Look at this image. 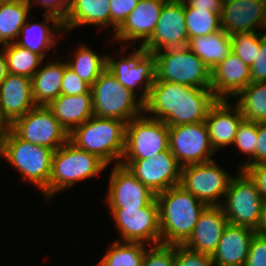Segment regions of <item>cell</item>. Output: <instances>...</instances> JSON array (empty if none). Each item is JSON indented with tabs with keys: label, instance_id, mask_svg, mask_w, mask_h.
<instances>
[{
	"label": "cell",
	"instance_id": "cell-6",
	"mask_svg": "<svg viewBox=\"0 0 266 266\" xmlns=\"http://www.w3.org/2000/svg\"><path fill=\"white\" fill-rule=\"evenodd\" d=\"M93 113L98 117L122 120L144 113V101L124 87L106 68L91 86Z\"/></svg>",
	"mask_w": 266,
	"mask_h": 266
},
{
	"label": "cell",
	"instance_id": "cell-30",
	"mask_svg": "<svg viewBox=\"0 0 266 266\" xmlns=\"http://www.w3.org/2000/svg\"><path fill=\"white\" fill-rule=\"evenodd\" d=\"M30 9L28 1L0 0V47L16 42Z\"/></svg>",
	"mask_w": 266,
	"mask_h": 266
},
{
	"label": "cell",
	"instance_id": "cell-38",
	"mask_svg": "<svg viewBox=\"0 0 266 266\" xmlns=\"http://www.w3.org/2000/svg\"><path fill=\"white\" fill-rule=\"evenodd\" d=\"M141 266H174V245H149Z\"/></svg>",
	"mask_w": 266,
	"mask_h": 266
},
{
	"label": "cell",
	"instance_id": "cell-36",
	"mask_svg": "<svg viewBox=\"0 0 266 266\" xmlns=\"http://www.w3.org/2000/svg\"><path fill=\"white\" fill-rule=\"evenodd\" d=\"M257 140V122L243 120L239 125L232 146L238 149L240 153L248 156V160L243 164L239 162L238 170H241L255 156Z\"/></svg>",
	"mask_w": 266,
	"mask_h": 266
},
{
	"label": "cell",
	"instance_id": "cell-8",
	"mask_svg": "<svg viewBox=\"0 0 266 266\" xmlns=\"http://www.w3.org/2000/svg\"><path fill=\"white\" fill-rule=\"evenodd\" d=\"M239 172V174H238ZM230 181L222 208L232 225L257 228L265 205L255 183L242 170Z\"/></svg>",
	"mask_w": 266,
	"mask_h": 266
},
{
	"label": "cell",
	"instance_id": "cell-43",
	"mask_svg": "<svg viewBox=\"0 0 266 266\" xmlns=\"http://www.w3.org/2000/svg\"><path fill=\"white\" fill-rule=\"evenodd\" d=\"M251 82H266V33L260 32V49L251 67Z\"/></svg>",
	"mask_w": 266,
	"mask_h": 266
},
{
	"label": "cell",
	"instance_id": "cell-25",
	"mask_svg": "<svg viewBox=\"0 0 266 266\" xmlns=\"http://www.w3.org/2000/svg\"><path fill=\"white\" fill-rule=\"evenodd\" d=\"M255 233L253 228L228 223L211 256L214 266H245Z\"/></svg>",
	"mask_w": 266,
	"mask_h": 266
},
{
	"label": "cell",
	"instance_id": "cell-17",
	"mask_svg": "<svg viewBox=\"0 0 266 266\" xmlns=\"http://www.w3.org/2000/svg\"><path fill=\"white\" fill-rule=\"evenodd\" d=\"M109 175L104 200L108 208H142L156 198V194L122 164H114Z\"/></svg>",
	"mask_w": 266,
	"mask_h": 266
},
{
	"label": "cell",
	"instance_id": "cell-1",
	"mask_svg": "<svg viewBox=\"0 0 266 266\" xmlns=\"http://www.w3.org/2000/svg\"><path fill=\"white\" fill-rule=\"evenodd\" d=\"M217 100L211 89L155 80L144 101V113L168 126L186 125L205 121Z\"/></svg>",
	"mask_w": 266,
	"mask_h": 266
},
{
	"label": "cell",
	"instance_id": "cell-20",
	"mask_svg": "<svg viewBox=\"0 0 266 266\" xmlns=\"http://www.w3.org/2000/svg\"><path fill=\"white\" fill-rule=\"evenodd\" d=\"M251 82V68L231 52L211 70V90L218 100L234 98Z\"/></svg>",
	"mask_w": 266,
	"mask_h": 266
},
{
	"label": "cell",
	"instance_id": "cell-9",
	"mask_svg": "<svg viewBox=\"0 0 266 266\" xmlns=\"http://www.w3.org/2000/svg\"><path fill=\"white\" fill-rule=\"evenodd\" d=\"M120 47V59L107 55V69L119 83L136 95L141 91L139 98L145 101L155 81V57L140 46L138 49L132 47L128 55L122 56L120 52L127 51L128 46Z\"/></svg>",
	"mask_w": 266,
	"mask_h": 266
},
{
	"label": "cell",
	"instance_id": "cell-37",
	"mask_svg": "<svg viewBox=\"0 0 266 266\" xmlns=\"http://www.w3.org/2000/svg\"><path fill=\"white\" fill-rule=\"evenodd\" d=\"M230 37L232 52L251 68L260 49V32L238 33Z\"/></svg>",
	"mask_w": 266,
	"mask_h": 266
},
{
	"label": "cell",
	"instance_id": "cell-11",
	"mask_svg": "<svg viewBox=\"0 0 266 266\" xmlns=\"http://www.w3.org/2000/svg\"><path fill=\"white\" fill-rule=\"evenodd\" d=\"M219 165L212 160L183 166L179 185L207 206H221L234 176Z\"/></svg>",
	"mask_w": 266,
	"mask_h": 266
},
{
	"label": "cell",
	"instance_id": "cell-35",
	"mask_svg": "<svg viewBox=\"0 0 266 266\" xmlns=\"http://www.w3.org/2000/svg\"><path fill=\"white\" fill-rule=\"evenodd\" d=\"M185 23L189 38L205 36L221 29L219 14L206 9L189 8L186 4Z\"/></svg>",
	"mask_w": 266,
	"mask_h": 266
},
{
	"label": "cell",
	"instance_id": "cell-50",
	"mask_svg": "<svg viewBox=\"0 0 266 266\" xmlns=\"http://www.w3.org/2000/svg\"><path fill=\"white\" fill-rule=\"evenodd\" d=\"M8 74L7 72V65H6V58L3 53V50L0 48V83Z\"/></svg>",
	"mask_w": 266,
	"mask_h": 266
},
{
	"label": "cell",
	"instance_id": "cell-7",
	"mask_svg": "<svg viewBox=\"0 0 266 266\" xmlns=\"http://www.w3.org/2000/svg\"><path fill=\"white\" fill-rule=\"evenodd\" d=\"M153 55L155 80L211 89V70L188 47L163 49Z\"/></svg>",
	"mask_w": 266,
	"mask_h": 266
},
{
	"label": "cell",
	"instance_id": "cell-52",
	"mask_svg": "<svg viewBox=\"0 0 266 266\" xmlns=\"http://www.w3.org/2000/svg\"><path fill=\"white\" fill-rule=\"evenodd\" d=\"M0 123H9L7 119L3 116L1 108H0Z\"/></svg>",
	"mask_w": 266,
	"mask_h": 266
},
{
	"label": "cell",
	"instance_id": "cell-18",
	"mask_svg": "<svg viewBox=\"0 0 266 266\" xmlns=\"http://www.w3.org/2000/svg\"><path fill=\"white\" fill-rule=\"evenodd\" d=\"M167 0H140L136 8L128 15L122 25L112 35V41L125 42L122 46L137 47L140 40L142 47L152 36L157 21L161 15L162 7Z\"/></svg>",
	"mask_w": 266,
	"mask_h": 266
},
{
	"label": "cell",
	"instance_id": "cell-23",
	"mask_svg": "<svg viewBox=\"0 0 266 266\" xmlns=\"http://www.w3.org/2000/svg\"><path fill=\"white\" fill-rule=\"evenodd\" d=\"M229 101L217 100L205 119L211 146L215 151L233 144L239 125L244 120L239 108Z\"/></svg>",
	"mask_w": 266,
	"mask_h": 266
},
{
	"label": "cell",
	"instance_id": "cell-10",
	"mask_svg": "<svg viewBox=\"0 0 266 266\" xmlns=\"http://www.w3.org/2000/svg\"><path fill=\"white\" fill-rule=\"evenodd\" d=\"M169 149V127L143 113L126 124L125 150L121 160L154 158Z\"/></svg>",
	"mask_w": 266,
	"mask_h": 266
},
{
	"label": "cell",
	"instance_id": "cell-13",
	"mask_svg": "<svg viewBox=\"0 0 266 266\" xmlns=\"http://www.w3.org/2000/svg\"><path fill=\"white\" fill-rule=\"evenodd\" d=\"M11 130L22 140L53 151L69 140V134L47 106H35L16 119Z\"/></svg>",
	"mask_w": 266,
	"mask_h": 266
},
{
	"label": "cell",
	"instance_id": "cell-16",
	"mask_svg": "<svg viewBox=\"0 0 266 266\" xmlns=\"http://www.w3.org/2000/svg\"><path fill=\"white\" fill-rule=\"evenodd\" d=\"M188 41L184 1L167 0L151 38L142 48L145 52L154 53L168 48L187 47Z\"/></svg>",
	"mask_w": 266,
	"mask_h": 266
},
{
	"label": "cell",
	"instance_id": "cell-34",
	"mask_svg": "<svg viewBox=\"0 0 266 266\" xmlns=\"http://www.w3.org/2000/svg\"><path fill=\"white\" fill-rule=\"evenodd\" d=\"M6 58L7 72L32 78L41 67L44 59L16 43L6 44L0 47Z\"/></svg>",
	"mask_w": 266,
	"mask_h": 266
},
{
	"label": "cell",
	"instance_id": "cell-27",
	"mask_svg": "<svg viewBox=\"0 0 266 266\" xmlns=\"http://www.w3.org/2000/svg\"><path fill=\"white\" fill-rule=\"evenodd\" d=\"M84 25L109 29L110 0H74L63 20V28L67 33Z\"/></svg>",
	"mask_w": 266,
	"mask_h": 266
},
{
	"label": "cell",
	"instance_id": "cell-26",
	"mask_svg": "<svg viewBox=\"0 0 266 266\" xmlns=\"http://www.w3.org/2000/svg\"><path fill=\"white\" fill-rule=\"evenodd\" d=\"M47 107L68 134L94 115L91 90L80 95L60 94Z\"/></svg>",
	"mask_w": 266,
	"mask_h": 266
},
{
	"label": "cell",
	"instance_id": "cell-51",
	"mask_svg": "<svg viewBox=\"0 0 266 266\" xmlns=\"http://www.w3.org/2000/svg\"><path fill=\"white\" fill-rule=\"evenodd\" d=\"M61 2L69 9V7L73 4L74 0H61Z\"/></svg>",
	"mask_w": 266,
	"mask_h": 266
},
{
	"label": "cell",
	"instance_id": "cell-46",
	"mask_svg": "<svg viewBox=\"0 0 266 266\" xmlns=\"http://www.w3.org/2000/svg\"><path fill=\"white\" fill-rule=\"evenodd\" d=\"M30 6L34 5L40 8H44L45 14H52L61 19L62 21L65 19L68 8L61 2V0H30Z\"/></svg>",
	"mask_w": 266,
	"mask_h": 266
},
{
	"label": "cell",
	"instance_id": "cell-42",
	"mask_svg": "<svg viewBox=\"0 0 266 266\" xmlns=\"http://www.w3.org/2000/svg\"><path fill=\"white\" fill-rule=\"evenodd\" d=\"M245 266H266V238L254 234Z\"/></svg>",
	"mask_w": 266,
	"mask_h": 266
},
{
	"label": "cell",
	"instance_id": "cell-15",
	"mask_svg": "<svg viewBox=\"0 0 266 266\" xmlns=\"http://www.w3.org/2000/svg\"><path fill=\"white\" fill-rule=\"evenodd\" d=\"M120 164L156 195L180 184L182 166L170 149L155 154L154 158L121 160Z\"/></svg>",
	"mask_w": 266,
	"mask_h": 266
},
{
	"label": "cell",
	"instance_id": "cell-14",
	"mask_svg": "<svg viewBox=\"0 0 266 266\" xmlns=\"http://www.w3.org/2000/svg\"><path fill=\"white\" fill-rule=\"evenodd\" d=\"M168 127L169 149L182 167L215 160L205 121Z\"/></svg>",
	"mask_w": 266,
	"mask_h": 266
},
{
	"label": "cell",
	"instance_id": "cell-12",
	"mask_svg": "<svg viewBox=\"0 0 266 266\" xmlns=\"http://www.w3.org/2000/svg\"><path fill=\"white\" fill-rule=\"evenodd\" d=\"M110 215L120 233L118 241L142 242L147 245L161 243L159 207L156 198L142 208H109ZM121 239V240H120Z\"/></svg>",
	"mask_w": 266,
	"mask_h": 266
},
{
	"label": "cell",
	"instance_id": "cell-48",
	"mask_svg": "<svg viewBox=\"0 0 266 266\" xmlns=\"http://www.w3.org/2000/svg\"><path fill=\"white\" fill-rule=\"evenodd\" d=\"M10 129V123H0V157L2 155L4 145L6 143V138Z\"/></svg>",
	"mask_w": 266,
	"mask_h": 266
},
{
	"label": "cell",
	"instance_id": "cell-33",
	"mask_svg": "<svg viewBox=\"0 0 266 266\" xmlns=\"http://www.w3.org/2000/svg\"><path fill=\"white\" fill-rule=\"evenodd\" d=\"M149 245L142 242L114 240L96 266H141Z\"/></svg>",
	"mask_w": 266,
	"mask_h": 266
},
{
	"label": "cell",
	"instance_id": "cell-39",
	"mask_svg": "<svg viewBox=\"0 0 266 266\" xmlns=\"http://www.w3.org/2000/svg\"><path fill=\"white\" fill-rule=\"evenodd\" d=\"M174 266H214L211 255L191 250L183 244L174 245Z\"/></svg>",
	"mask_w": 266,
	"mask_h": 266
},
{
	"label": "cell",
	"instance_id": "cell-2",
	"mask_svg": "<svg viewBox=\"0 0 266 266\" xmlns=\"http://www.w3.org/2000/svg\"><path fill=\"white\" fill-rule=\"evenodd\" d=\"M162 244H183L192 234L207 206L182 186H173L156 195Z\"/></svg>",
	"mask_w": 266,
	"mask_h": 266
},
{
	"label": "cell",
	"instance_id": "cell-28",
	"mask_svg": "<svg viewBox=\"0 0 266 266\" xmlns=\"http://www.w3.org/2000/svg\"><path fill=\"white\" fill-rule=\"evenodd\" d=\"M46 62L31 78L32 97L36 106H48L61 94L65 60Z\"/></svg>",
	"mask_w": 266,
	"mask_h": 266
},
{
	"label": "cell",
	"instance_id": "cell-19",
	"mask_svg": "<svg viewBox=\"0 0 266 266\" xmlns=\"http://www.w3.org/2000/svg\"><path fill=\"white\" fill-rule=\"evenodd\" d=\"M266 24V0H228L223 2L221 29L230 36L257 32ZM257 28V29H256Z\"/></svg>",
	"mask_w": 266,
	"mask_h": 266
},
{
	"label": "cell",
	"instance_id": "cell-5",
	"mask_svg": "<svg viewBox=\"0 0 266 266\" xmlns=\"http://www.w3.org/2000/svg\"><path fill=\"white\" fill-rule=\"evenodd\" d=\"M53 150L20 139L8 132L1 158L17 169L20 178L43 192L49 183Z\"/></svg>",
	"mask_w": 266,
	"mask_h": 266
},
{
	"label": "cell",
	"instance_id": "cell-32",
	"mask_svg": "<svg viewBox=\"0 0 266 266\" xmlns=\"http://www.w3.org/2000/svg\"><path fill=\"white\" fill-rule=\"evenodd\" d=\"M234 98L244 120L266 122V82H250Z\"/></svg>",
	"mask_w": 266,
	"mask_h": 266
},
{
	"label": "cell",
	"instance_id": "cell-29",
	"mask_svg": "<svg viewBox=\"0 0 266 266\" xmlns=\"http://www.w3.org/2000/svg\"><path fill=\"white\" fill-rule=\"evenodd\" d=\"M187 47L198 56L210 70L232 52L231 37L222 29L205 36L189 38Z\"/></svg>",
	"mask_w": 266,
	"mask_h": 266
},
{
	"label": "cell",
	"instance_id": "cell-41",
	"mask_svg": "<svg viewBox=\"0 0 266 266\" xmlns=\"http://www.w3.org/2000/svg\"><path fill=\"white\" fill-rule=\"evenodd\" d=\"M91 86L83 81L67 64L65 59V71L61 84V94L80 95L88 93Z\"/></svg>",
	"mask_w": 266,
	"mask_h": 266
},
{
	"label": "cell",
	"instance_id": "cell-40",
	"mask_svg": "<svg viewBox=\"0 0 266 266\" xmlns=\"http://www.w3.org/2000/svg\"><path fill=\"white\" fill-rule=\"evenodd\" d=\"M140 0H110V28L113 33L122 25Z\"/></svg>",
	"mask_w": 266,
	"mask_h": 266
},
{
	"label": "cell",
	"instance_id": "cell-3",
	"mask_svg": "<svg viewBox=\"0 0 266 266\" xmlns=\"http://www.w3.org/2000/svg\"><path fill=\"white\" fill-rule=\"evenodd\" d=\"M126 124L122 120L93 115L69 134V141L96 155L107 166L114 161L113 164H120L125 150Z\"/></svg>",
	"mask_w": 266,
	"mask_h": 266
},
{
	"label": "cell",
	"instance_id": "cell-31",
	"mask_svg": "<svg viewBox=\"0 0 266 266\" xmlns=\"http://www.w3.org/2000/svg\"><path fill=\"white\" fill-rule=\"evenodd\" d=\"M86 44H79L74 49L73 57L66 59L68 66L90 86L107 68V54L99 55Z\"/></svg>",
	"mask_w": 266,
	"mask_h": 266
},
{
	"label": "cell",
	"instance_id": "cell-22",
	"mask_svg": "<svg viewBox=\"0 0 266 266\" xmlns=\"http://www.w3.org/2000/svg\"><path fill=\"white\" fill-rule=\"evenodd\" d=\"M228 223L222 206H206L192 234L183 245L191 250L212 256Z\"/></svg>",
	"mask_w": 266,
	"mask_h": 266
},
{
	"label": "cell",
	"instance_id": "cell-45",
	"mask_svg": "<svg viewBox=\"0 0 266 266\" xmlns=\"http://www.w3.org/2000/svg\"><path fill=\"white\" fill-rule=\"evenodd\" d=\"M257 138L255 156L241 169L242 171L248 165L266 162V122L257 123Z\"/></svg>",
	"mask_w": 266,
	"mask_h": 266
},
{
	"label": "cell",
	"instance_id": "cell-47",
	"mask_svg": "<svg viewBox=\"0 0 266 266\" xmlns=\"http://www.w3.org/2000/svg\"><path fill=\"white\" fill-rule=\"evenodd\" d=\"M189 8L206 9L221 15L222 0H183Z\"/></svg>",
	"mask_w": 266,
	"mask_h": 266
},
{
	"label": "cell",
	"instance_id": "cell-49",
	"mask_svg": "<svg viewBox=\"0 0 266 266\" xmlns=\"http://www.w3.org/2000/svg\"><path fill=\"white\" fill-rule=\"evenodd\" d=\"M255 232L256 234L266 238V203L261 214L259 225L255 229Z\"/></svg>",
	"mask_w": 266,
	"mask_h": 266
},
{
	"label": "cell",
	"instance_id": "cell-44",
	"mask_svg": "<svg viewBox=\"0 0 266 266\" xmlns=\"http://www.w3.org/2000/svg\"><path fill=\"white\" fill-rule=\"evenodd\" d=\"M243 171L255 183L257 190L266 203V162L248 165Z\"/></svg>",
	"mask_w": 266,
	"mask_h": 266
},
{
	"label": "cell",
	"instance_id": "cell-21",
	"mask_svg": "<svg viewBox=\"0 0 266 266\" xmlns=\"http://www.w3.org/2000/svg\"><path fill=\"white\" fill-rule=\"evenodd\" d=\"M64 33L66 34L61 19L55 15L43 13V20L40 22L32 23L27 19L15 43L40 55L45 60L49 50L57 48L59 38H62Z\"/></svg>",
	"mask_w": 266,
	"mask_h": 266
},
{
	"label": "cell",
	"instance_id": "cell-4",
	"mask_svg": "<svg viewBox=\"0 0 266 266\" xmlns=\"http://www.w3.org/2000/svg\"><path fill=\"white\" fill-rule=\"evenodd\" d=\"M108 166L96 155L77 148L69 140L53 152L48 187L42 194L47 202L73 185L93 179Z\"/></svg>",
	"mask_w": 266,
	"mask_h": 266
},
{
	"label": "cell",
	"instance_id": "cell-24",
	"mask_svg": "<svg viewBox=\"0 0 266 266\" xmlns=\"http://www.w3.org/2000/svg\"><path fill=\"white\" fill-rule=\"evenodd\" d=\"M35 106L31 79L8 73L0 83V108L7 121L12 124Z\"/></svg>",
	"mask_w": 266,
	"mask_h": 266
}]
</instances>
